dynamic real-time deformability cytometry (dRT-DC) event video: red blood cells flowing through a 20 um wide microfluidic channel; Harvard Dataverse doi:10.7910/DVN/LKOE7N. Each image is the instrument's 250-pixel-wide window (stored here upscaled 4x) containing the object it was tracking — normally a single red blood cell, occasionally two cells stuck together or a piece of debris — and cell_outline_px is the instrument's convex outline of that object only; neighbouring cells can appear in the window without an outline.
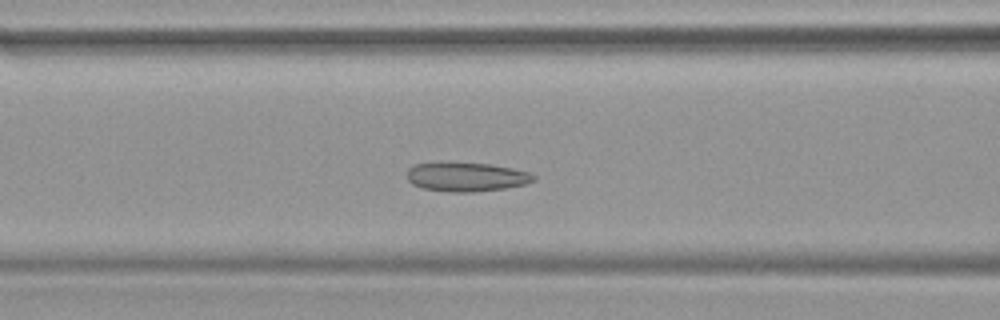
{"species": "common noctule bat (a hibernating species)", "species_latin": "Nyctalus noctula", "temperature_condition": "warm", "stored_images_in_passage": 44, "camera_frame_rate_fps": 3000, "um_per_image_px": 0.085, "animal": {"sex": "female", "body_mass_g": 19.9}, "frame": {"image": 1, "passage_image": 16, "time_ms": 5.0, "image_size_px": [1000, 320], "cell_outline_px": [[536, 180], [528, 184], [504, 188], [472, 192], [448, 192], [420, 188], [412, 184], [408, 180], [408, 168], [412, 164], [440, 160], [488, 164], [512, 168], [532, 172], [536, 176]], "centroid_in_image_um": [39.61, 15.0], "position_along_channel_um": 127.0, "area_um2": 22.31}}
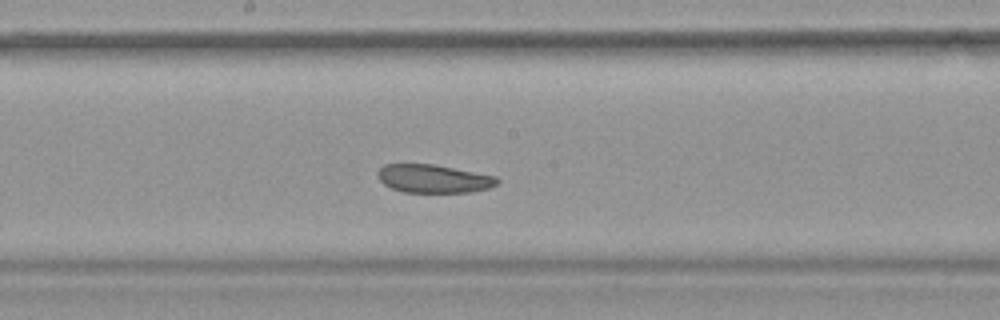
{"frame": {"image": 2, "passage_image": 22, "time_ms": 7.0, "image_size_px": [1000, 320], "cell_outline_px": [[500, 180], [496, 184], [488, 188], [472, 192], [404, 192], [392, 188], [384, 184], [376, 176], [376, 172], [384, 164], [436, 164], [496, 176]], "centroid_in_image_um": [36.84, 15.18], "position_along_channel_um": 211.4, "area_um2": 19.77}}
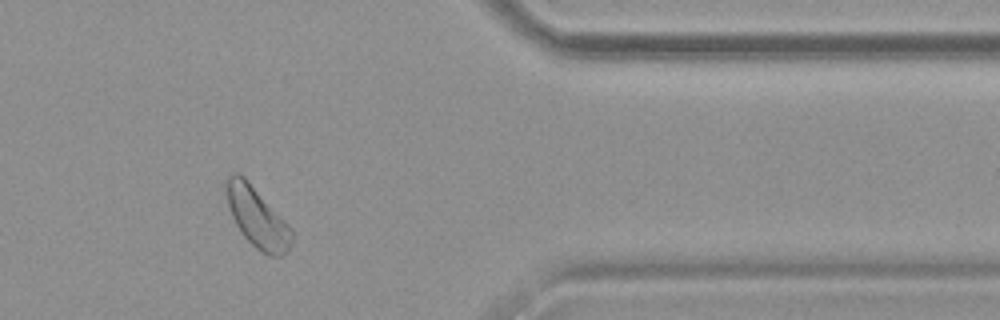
{"frame": {"image": 3, "passage_image": 36, "time_ms": 11.667, "image_size_px": [1000, 320], "cell_outline_px": [[292, 244], [288, 252], [284, 256], [268, 256], [260, 252], [244, 236], [236, 224], [228, 208], [224, 184], [228, 176], [232, 172], [236, 172], [244, 176], [248, 180], [292, 228]], "centroid_in_image_um": [21.86, 18.48], "position_along_channel_um": 389.5, "area_um2": 23.18}}